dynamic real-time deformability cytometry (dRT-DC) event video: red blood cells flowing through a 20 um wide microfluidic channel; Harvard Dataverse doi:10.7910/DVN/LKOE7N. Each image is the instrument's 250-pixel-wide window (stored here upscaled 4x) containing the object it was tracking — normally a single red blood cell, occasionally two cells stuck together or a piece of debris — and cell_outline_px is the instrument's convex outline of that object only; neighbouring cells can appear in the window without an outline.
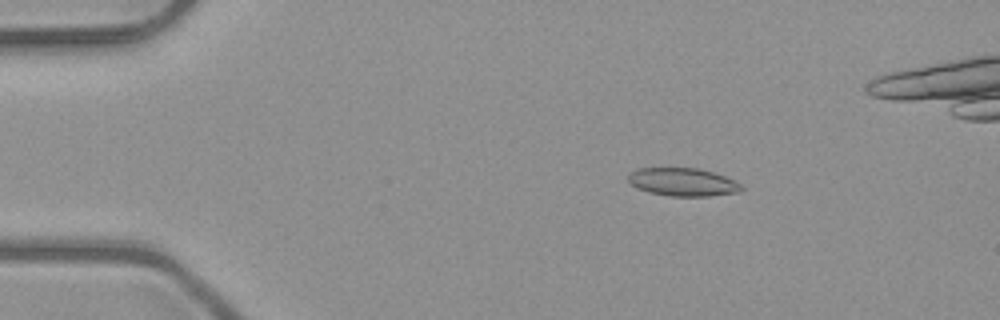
{"species": "common noctule bat (a hibernating species)", "species_latin": "Nyctalus noctula", "temperature_condition": "room temperature", "stored_images_in_passage": 47, "camera_frame_rate_fps": 3000, "um_per_image_px": 0.085, "animal": {"sex": "male", "body_mass_g": 23.1, "forearm_length_mm": 52.7}, "frame": {"image": 1, "passage_image": 4, "time_ms": 1.0, "image_size_px": [1000, 320], "cell_outline_px": [[744, 188], [740, 192], [708, 196], [668, 196], [648, 192], [636, 188], [628, 180], [628, 176], [636, 168], [696, 168], [712, 172], [736, 180]], "centroid_in_image_um": [58.05, 15.48], "position_along_channel_um": 27.0, "area_um2": 18.55}}
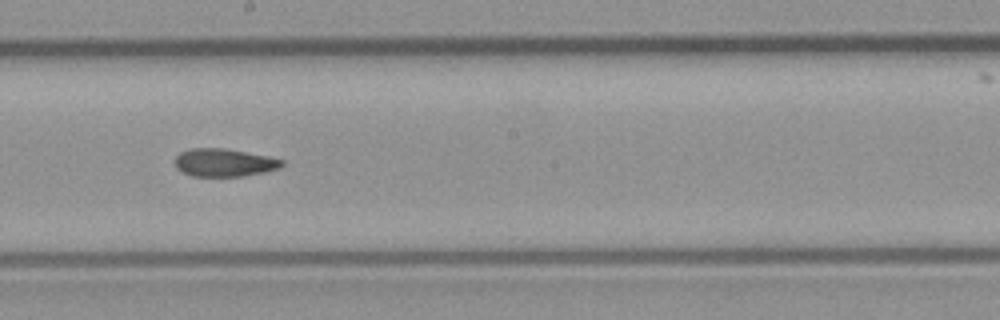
{"frame": {"image": 2, "passage_image": 24, "time_ms": 7.667, "image_size_px": [1000, 320], "cell_outline_px": [[284, 164], [280, 168], [264, 172], [244, 176], [192, 176], [180, 172], [176, 168], [172, 160], [180, 152], [192, 148], [220, 148], [244, 152], [284, 160]], "centroid_in_image_um": [18.98, 13.83], "position_along_channel_um": 229.2, "area_um2": 17.4}}
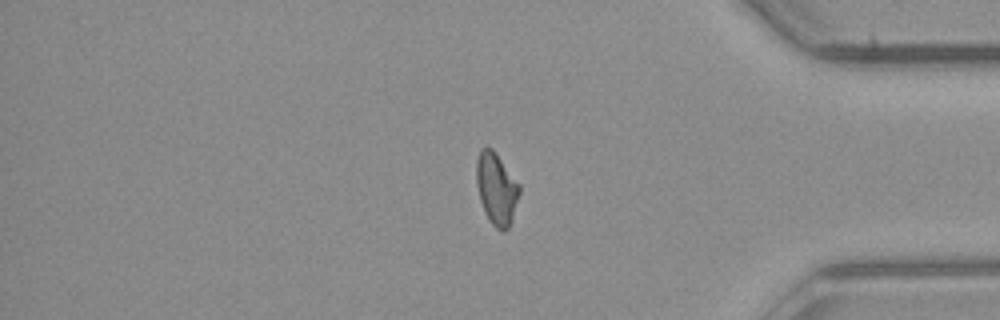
{"frame": {"image": 3, "passage_image": 38, "time_ms": 12.333, "image_size_px": [1000, 320], "cell_outline_px": [[520, 192], [512, 220], [508, 228], [504, 232], [500, 232], [492, 224], [484, 212], [480, 200], [476, 184], [476, 160], [480, 148], [492, 148], [496, 152], [520, 184]], "centroid_in_image_um": [42.2, 16.04], "position_along_channel_um": 393.0, "area_um2": 18.26}, "authors_computed_cell_mechanics": {"area_um2": 17.9758, "velocity_mm_per_s": 4.0468, "shape_relaxation_time_tau1_ms": null, "shape_relaxation_time_tau2_ms": 3.8958, "deformation_change_tau1": null, "deformation_change_tau2": 0.0974}}